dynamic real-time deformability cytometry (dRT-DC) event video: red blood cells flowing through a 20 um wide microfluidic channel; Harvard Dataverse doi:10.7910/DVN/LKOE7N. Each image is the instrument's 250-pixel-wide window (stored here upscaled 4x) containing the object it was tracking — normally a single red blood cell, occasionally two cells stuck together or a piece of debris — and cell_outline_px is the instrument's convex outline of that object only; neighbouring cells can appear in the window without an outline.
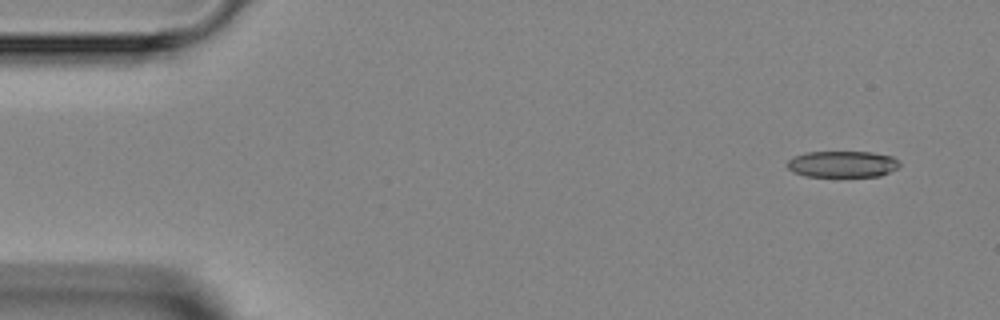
{"species": "Egyptian fruit bat (a non-hibernating species)", "species_latin": "Rousettus aegyptiacus", "temperature_condition": "room temperature", "stored_images_in_passage": 7, "camera_frame_rate_fps": 3000, "um_per_image_px": 0.085, "animal": {"sex": "female"}, "frame": {"image": 1, "passage_image": 1, "time_ms": 0.0, "image_size_px": [1000, 320], "cell_outline_px": [[900, 164], [896, 168], [880, 176], [804, 176], [792, 172], [788, 168], [788, 160], [792, 156], [804, 152], [872, 152], [892, 156], [900, 160]], "centroid_in_image_um": [71.58, 13.94], "position_along_channel_um": 13.4, "area_um2": 17.34}}
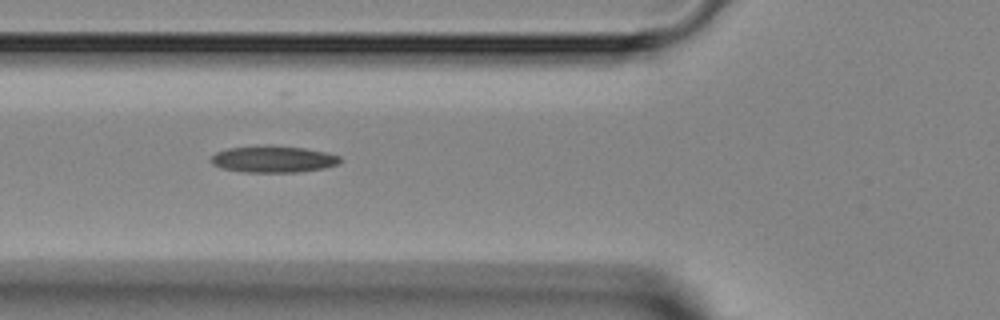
{"frame": {"image": 2, "passage_image": 5, "time_ms": 4.667, "image_size_px": [1000, 320], "cell_outline_px": [[340, 164], [324, 168], [296, 172], [244, 172], [220, 168], [212, 164], [208, 160], [216, 152], [228, 148], [272, 144], [304, 148], [324, 152], [340, 156]], "centroid_in_image_um": [23.19, 13.52], "position_along_channel_um": 102.6, "area_um2": 20.29}}
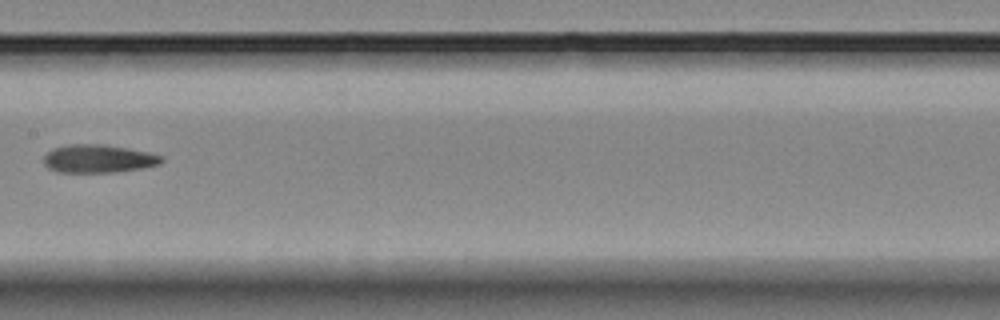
{"frame": {"image": 3, "passage_image": 7, "time_ms": 7.0, "image_size_px": [1000, 320], "cell_outline_px": [[164, 160], [160, 164], [140, 168], [116, 172], [56, 172], [48, 168], [44, 164], [44, 156], [52, 148], [68, 144], [104, 144], [128, 148], [148, 152], [164, 156]], "centroid_in_image_um": [8.35, 13.48], "position_along_channel_um": 199.0, "area_um2": 19.42}}